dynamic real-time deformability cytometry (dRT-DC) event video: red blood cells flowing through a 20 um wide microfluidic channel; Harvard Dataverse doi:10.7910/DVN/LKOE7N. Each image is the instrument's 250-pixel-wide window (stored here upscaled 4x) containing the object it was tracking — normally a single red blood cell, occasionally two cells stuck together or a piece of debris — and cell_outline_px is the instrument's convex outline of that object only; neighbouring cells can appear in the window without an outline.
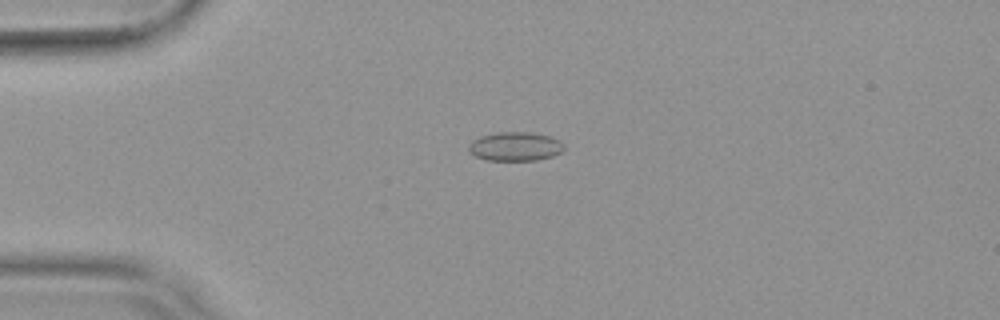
{"species": "common noctule bat (a hibernating species)", "species_latin": "Nyctalus noctula", "temperature_condition": "warm", "stored_images_in_passage": 54, "camera_frame_rate_fps": 3000, "um_per_image_px": 0.085, "animal": {"sex": "female", "body_mass_g": 19.9}, "frame": {"image": 1, "passage_image": 14, "time_ms": 4.333, "image_size_px": [1000, 320], "cell_outline_px": [[564, 148], [560, 152], [552, 156], [536, 160], [488, 160], [476, 156], [468, 152], [468, 144], [472, 140], [480, 136], [496, 132], [532, 132], [552, 136], [560, 140], [564, 144]], "centroid_in_image_um": [43.79, 12.43], "position_along_channel_um": 41.2, "area_um2": 16.24}}
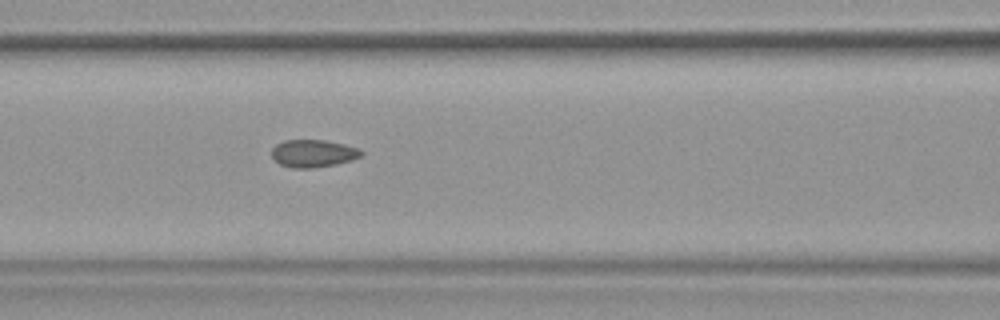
{"frame": {"image": 2, "passage_image": 24, "time_ms": 7.667, "image_size_px": [1000, 320], "cell_outline_px": [[364, 152], [360, 156], [352, 160], [336, 164], [312, 168], [292, 168], [280, 164], [272, 160], [272, 148], [276, 144], [284, 140], [324, 140], [344, 144], [360, 148]], "centroid_in_image_um": [26.61, 13.04], "position_along_channel_um": 140.0, "area_um2": 14.51}}
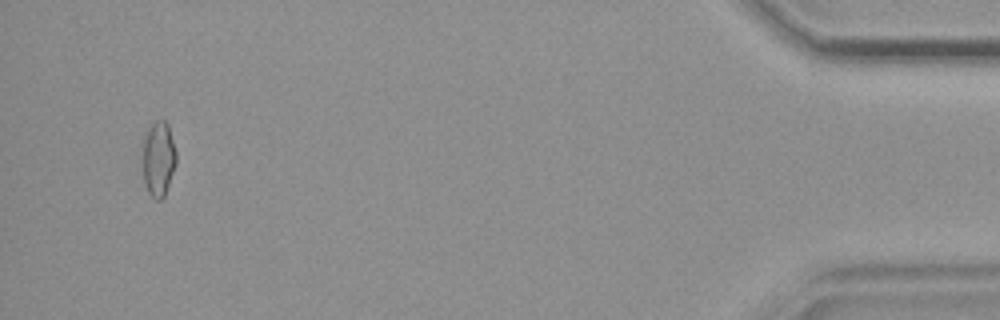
{"frame": {"image": 3, "passage_image": 52, "time_ms": 17.0, "image_size_px": [1000, 320], "cell_outline_px": [[176, 164], [164, 196], [160, 200], [156, 200], [148, 192], [144, 184], [140, 148], [140, 144], [144, 132], [156, 120], [164, 120], [168, 124], [176, 152]], "centroid_in_image_um": [13.41, 13.46], "position_along_channel_um": 421.8, "area_um2": 15.32}, "authors_computed_cell_mechanics": {"area_um2": 14.739, "velocity_mm_per_s": 3.8266, "shape_relaxation_time_tau1_ms": null, "shape_relaxation_time_tau2_ms": 1.5892, "deformation_change_tau1": null, "deformation_change_tau2": 0.0751}}